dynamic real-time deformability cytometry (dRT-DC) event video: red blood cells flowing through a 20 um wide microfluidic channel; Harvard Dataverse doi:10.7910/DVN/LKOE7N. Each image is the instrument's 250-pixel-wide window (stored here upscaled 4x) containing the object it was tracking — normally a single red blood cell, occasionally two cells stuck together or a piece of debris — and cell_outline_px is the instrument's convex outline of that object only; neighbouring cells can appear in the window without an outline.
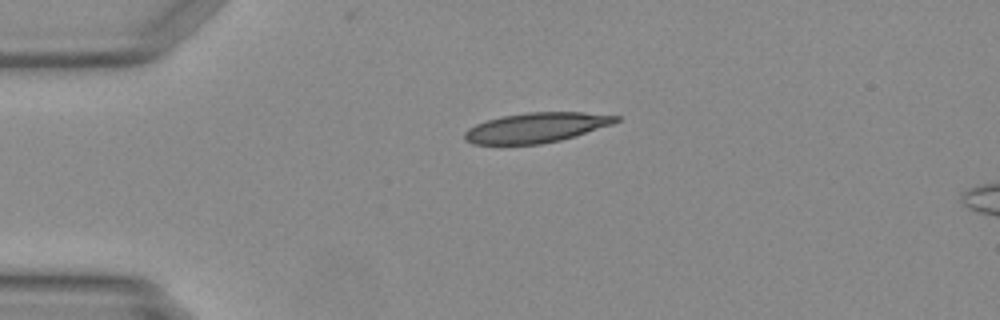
{"species": "Egyptian fruit bat (a non-hibernating species)", "species_latin": "Rousettus aegyptiacus", "temperature_condition": "warm", "stored_images_in_passage": 38, "camera_frame_rate_fps": 3000, "um_per_image_px": 0.085, "animal": {"sex": "female"}, "frame": {"image": 1, "passage_image": 1, "time_ms": 0.0, "image_size_px": [1000, 320], "cell_outline_px": [[620, 120], [612, 124], [560, 140], [540, 144], [472, 144], [464, 140], [464, 132], [468, 128], [476, 124], [488, 120], [504, 116], [528, 112], [580, 112], [620, 116]], "centroid_in_image_um": [45.55, 10.85], "position_along_channel_um": 39.4, "area_um2": 26.07}}
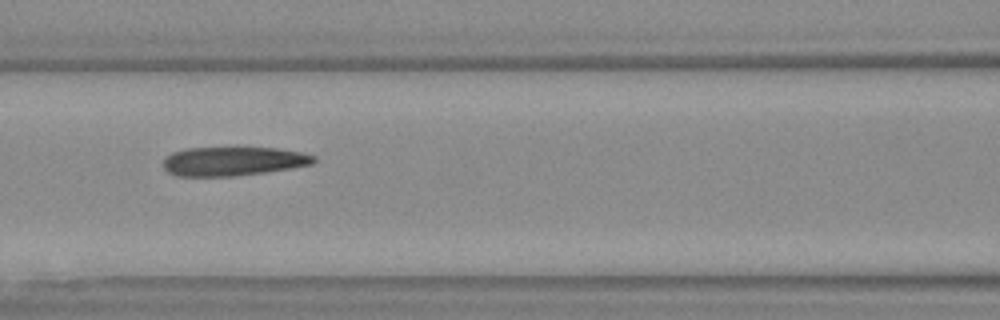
{"frame": {"image": 2, "passage_image": 11, "time_ms": 3.333, "image_size_px": [1000, 320], "cell_outline_px": [[316, 160], [312, 164], [264, 172], [232, 176], [176, 176], [168, 172], [164, 168], [164, 160], [172, 152], [188, 148], [236, 144], [276, 148], [300, 152], [316, 156]], "centroid_in_image_um": [19.8, 13.64], "position_along_channel_um": 146.8, "area_um2": 26.36}}
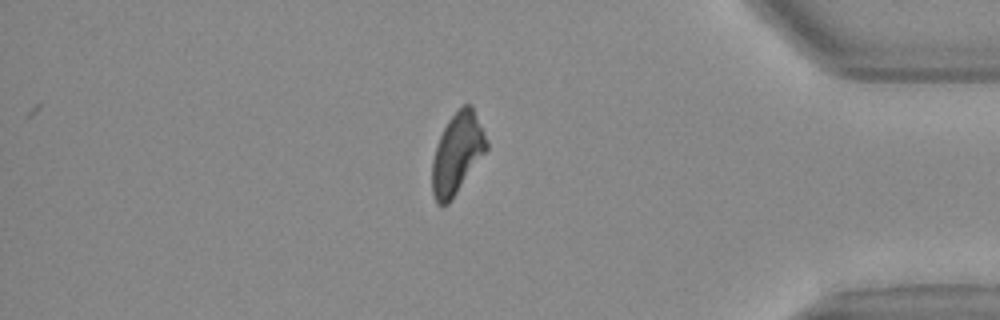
{"frame": {"image": 3, "passage_image": 31, "time_ms": 10.0, "image_size_px": [1000, 320], "cell_outline_px": [[488, 148], [448, 204], [436, 204], [432, 192], [432, 160], [440, 136], [448, 120], [464, 104], [472, 104], [484, 132], [488, 144]], "centroid_in_image_um": [38.85, 13.03], "position_along_channel_um": 396.3, "area_um2": 25.14}}